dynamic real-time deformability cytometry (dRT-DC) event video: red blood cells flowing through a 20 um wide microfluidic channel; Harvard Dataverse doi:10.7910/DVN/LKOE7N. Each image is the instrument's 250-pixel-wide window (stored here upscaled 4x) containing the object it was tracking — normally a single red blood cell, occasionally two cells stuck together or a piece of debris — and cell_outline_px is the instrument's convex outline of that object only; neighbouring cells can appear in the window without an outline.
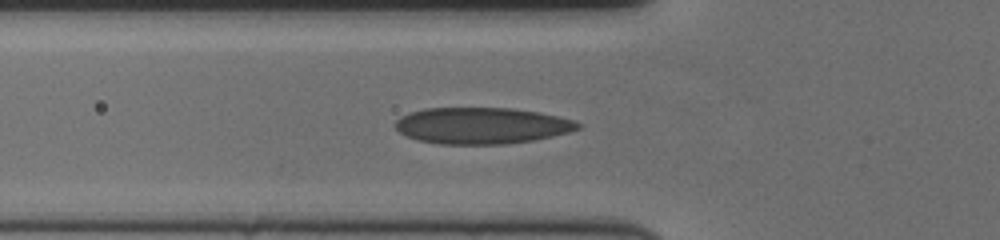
{"species": "human", "species_latin": "Homo sapiens", "temperature_condition": "cold", "stored_images_in_passage": 33, "camera_frame_rate_fps": 3000, "um_per_image_px": 0.085, "donor": {"sex": "female"}, "frame": {"image": 1, "passage_image": 2, "time_ms": 0.333, "image_size_px": [1000, 240], "cell_outline_px": [[580, 128], [568, 132], [552, 136], [532, 140], [504, 144], [440, 144], [416, 140], [400, 132], [396, 128], [396, 120], [400, 116], [408, 112], [424, 108], [512, 108], [540, 112], [572, 120], [580, 124]], "centroid_in_image_um": [40.9, 10.67], "position_along_channel_um": 84.9, "area_um2": 38.61}}
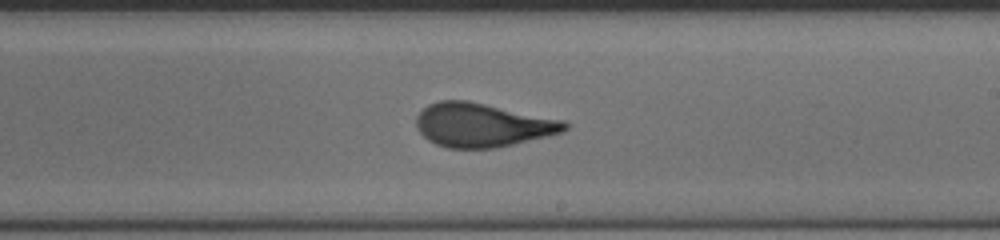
{"frame": {"image": 2, "passage_image": 16, "time_ms": 5.0, "image_size_px": [1000, 240], "cell_outline_px": [[568, 128], [564, 132], [496, 148], [448, 148], [436, 144], [428, 140], [416, 128], [416, 116], [428, 104], [440, 100], [468, 100], [564, 120], [568, 124]], "centroid_in_image_um": [40.99, 10.62], "position_along_channel_um": 248.0, "area_um2": 37.92}}
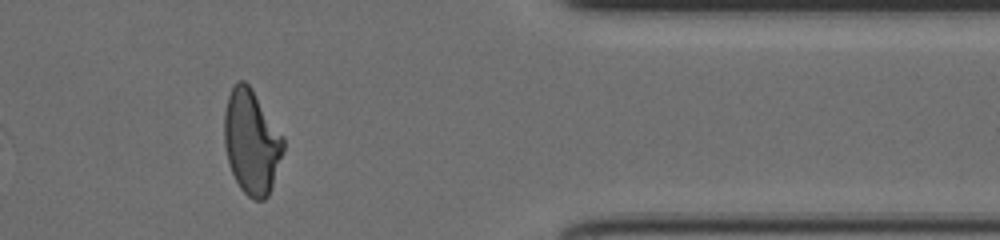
{"frame": {"image": 3, "passage_image": 30, "time_ms": 9.667, "image_size_px": [1000, 240], "cell_outline_px": [[284, 152], [268, 196], [264, 200], [252, 200], [240, 188], [228, 164], [224, 144], [224, 112], [228, 96], [236, 80], [244, 80], [252, 88], [284, 136]], "centroid_in_image_um": [21.38, 12.05], "position_along_channel_um": 390.0, "area_um2": 36.24}}